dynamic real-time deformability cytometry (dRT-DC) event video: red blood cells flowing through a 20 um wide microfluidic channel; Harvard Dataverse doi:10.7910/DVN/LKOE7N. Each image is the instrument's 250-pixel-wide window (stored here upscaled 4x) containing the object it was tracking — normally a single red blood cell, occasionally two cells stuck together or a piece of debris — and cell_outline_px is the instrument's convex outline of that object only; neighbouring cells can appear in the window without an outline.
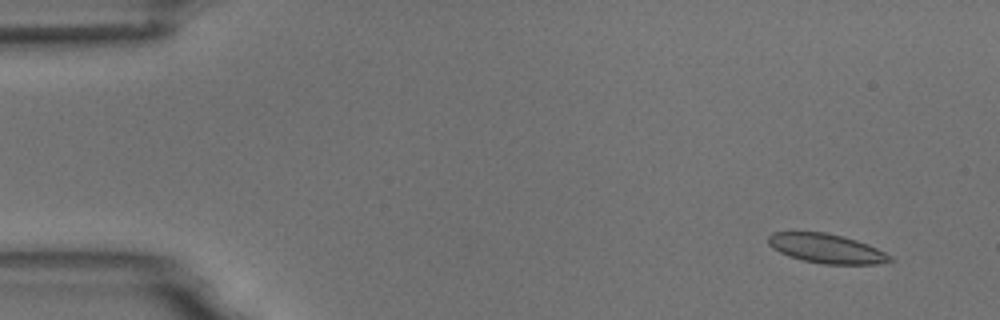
{"species": "common noctule bat (a hibernating species)", "species_latin": "Nyctalus noctula", "temperature_condition": "room temperature", "stored_images_in_passage": 6, "camera_frame_rate_fps": 3000, "um_per_image_px": 0.085, "animal": {"sex": "male", "body_mass_g": 18.8}, "frame": {"image": 1, "passage_image": 1, "time_ms": 0.0, "image_size_px": [1000, 320], "cell_outline_px": [[896, 260], [876, 264], [824, 264], [804, 260], [788, 256], [772, 248], [768, 244], [768, 236], [772, 232], [824, 232], [844, 236], [868, 244], [892, 256]], "centroid_in_image_um": [70.26, 21.12], "position_along_channel_um": 14.7, "area_um2": 20.81}}
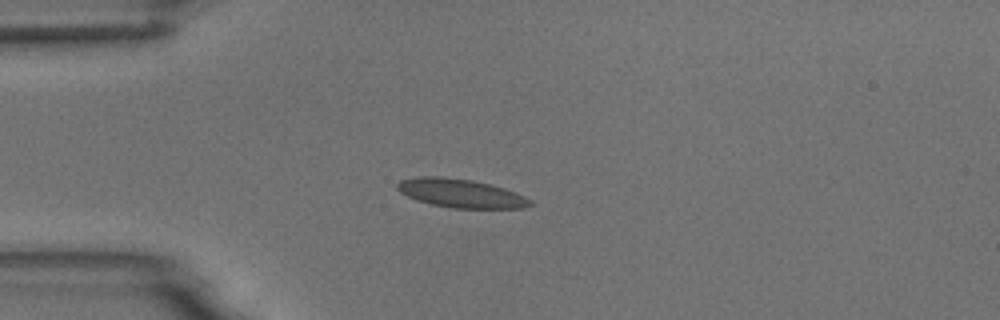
{"frame": {"image": 2, "passage_image": 4, "time_ms": 3.333, "image_size_px": [1000, 320], "cell_outline_px": [[532, 204], [524, 208], [452, 208], [432, 204], [416, 200], [400, 192], [396, 188], [396, 184], [400, 180], [416, 176], [440, 176], [472, 180], [504, 188], [516, 192], [532, 200]], "centroid_in_image_um": [39.14, 16.42], "position_along_channel_um": 45.9, "area_um2": 22.2}}
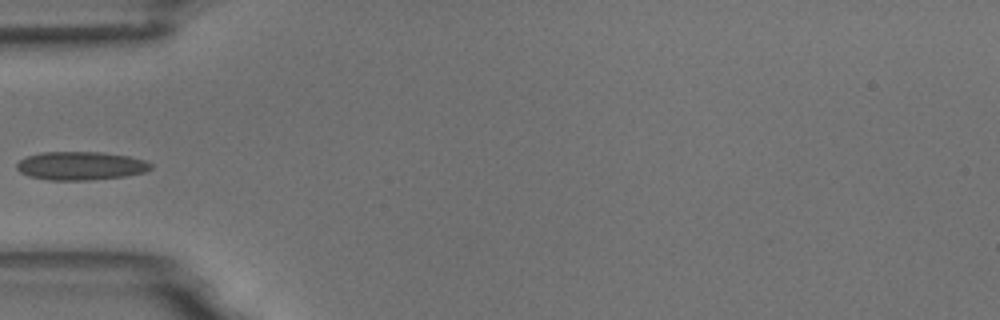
{"frame": {"image": 3, "passage_image": 5, "time_ms": 4.667, "image_size_px": [1000, 320], "cell_outline_px": [[152, 168], [144, 172], [124, 176], [88, 180], [48, 180], [28, 176], [20, 172], [16, 168], [16, 164], [20, 160], [28, 156], [40, 152], [104, 152], [128, 156], [144, 160], [152, 164]], "centroid_in_image_um": [6.84, 14.09], "position_along_channel_um": 78.2, "area_um2": 22.2}}